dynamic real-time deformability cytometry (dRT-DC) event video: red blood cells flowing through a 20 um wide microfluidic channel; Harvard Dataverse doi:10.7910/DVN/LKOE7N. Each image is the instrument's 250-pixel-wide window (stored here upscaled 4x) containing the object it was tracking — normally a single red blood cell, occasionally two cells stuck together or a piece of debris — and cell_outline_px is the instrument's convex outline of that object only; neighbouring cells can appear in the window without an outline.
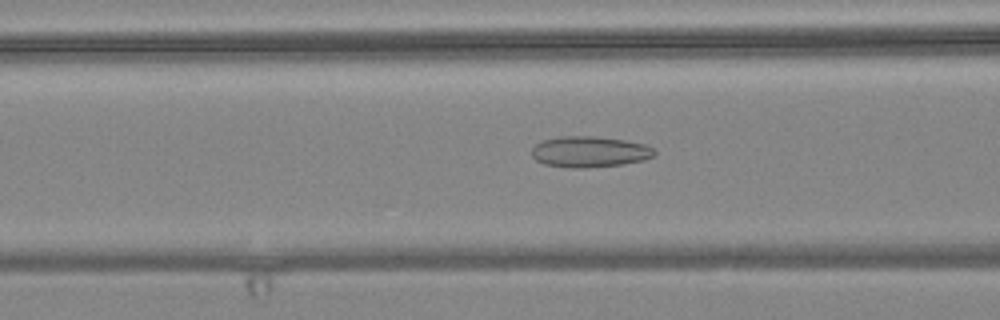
{"species": "common noctule bat (a hibernating species)", "species_latin": "Nyctalus noctula", "temperature_condition": "warm", "stored_images_in_passage": 56, "camera_frame_rate_fps": 3000, "um_per_image_px": 0.085, "animal": {"sex": "female", "body_mass_g": 24.6, "forearm_length_mm": 56.2}, "frame": {"image": 1, "passage_image": 22, "time_ms": 7.0, "image_size_px": [1000, 320], "cell_outline_px": [[656, 152], [652, 156], [644, 160], [624, 164], [584, 168], [568, 168], [544, 164], [536, 160], [532, 156], [532, 148], [536, 144], [544, 140], [560, 136], [596, 136], [624, 140], [644, 144], [652, 148]], "centroid_in_image_um": [50.09, 12.9], "position_along_channel_um": 116.5, "area_um2": 22.14}}
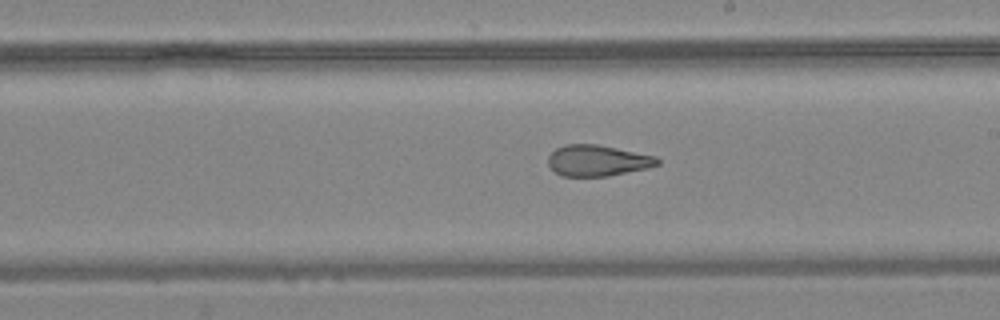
{"frame": {"image": 2, "passage_image": 32, "time_ms": 10.333, "image_size_px": [1000, 320], "cell_outline_px": [[660, 164], [648, 168], [608, 176], [560, 176], [548, 164], [548, 156], [556, 148], [564, 144], [596, 144], [656, 156], [660, 160]], "centroid_in_image_um": [50.79, 13.65], "position_along_channel_um": 238.2, "area_um2": 19.77}}
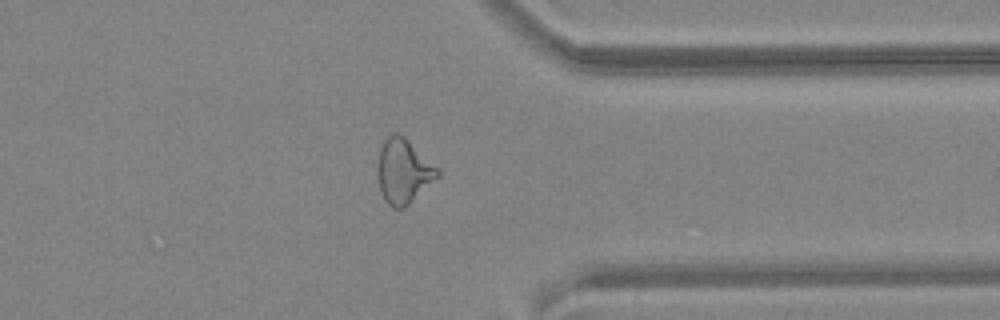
{"frame": {"image": 3, "passage_image": 44, "time_ms": 14.333, "image_size_px": [1000, 320], "cell_outline_px": [[440, 176], [404, 208], [392, 208], [384, 200], [380, 192], [376, 172], [376, 168], [380, 148], [384, 140], [392, 132], [396, 132], [404, 136], [440, 168]], "centroid_in_image_um": [34.29, 14.54], "position_along_channel_um": 377.1, "area_um2": 23.0}, "authors_computed_cell_mechanics": {"area_um2": 24.1315, "velocity_mm_per_s": 3.6565, "shape_relaxation_time_tau1_ms": null, "shape_relaxation_time_tau2_ms": 2.0006, "deformation_change_tau1": null, "deformation_change_tau2": 0.1072}}